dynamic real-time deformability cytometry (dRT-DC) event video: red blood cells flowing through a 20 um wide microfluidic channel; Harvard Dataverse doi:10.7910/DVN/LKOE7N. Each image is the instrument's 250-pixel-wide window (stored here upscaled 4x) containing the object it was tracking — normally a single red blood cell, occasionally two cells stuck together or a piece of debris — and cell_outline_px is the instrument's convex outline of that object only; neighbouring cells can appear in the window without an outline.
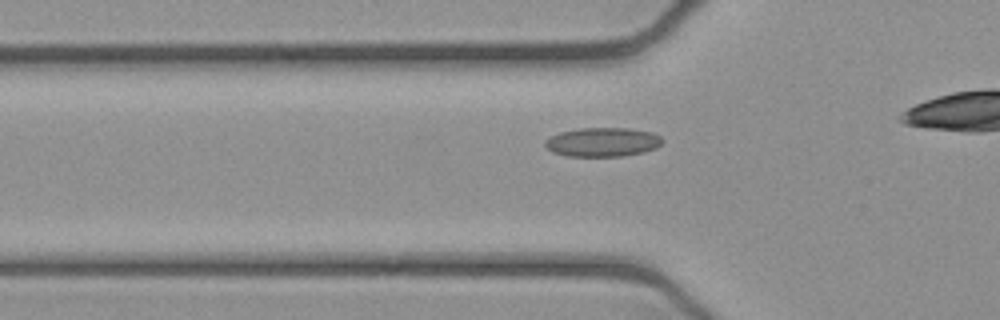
{"species": "common noctule bat (a hibernating species)", "species_latin": "Nyctalus noctula", "temperature_condition": "cold", "stored_images_in_passage": 32, "camera_frame_rate_fps": 3000, "um_per_image_px": 0.085, "animal": {"sex": "female", "body_mass_g": 21.9}, "frame": {"image": 1, "passage_image": 7, "time_ms": 2.0, "image_size_px": [1000, 320], "cell_outline_px": [[664, 140], [656, 148], [644, 152], [624, 156], [568, 156], [552, 152], [544, 144], [544, 140], [560, 132], [580, 128], [628, 128], [652, 132], [660, 136]], "centroid_in_image_um": [51.23, 12.08], "position_along_channel_um": 74.6, "area_um2": 19.88}}
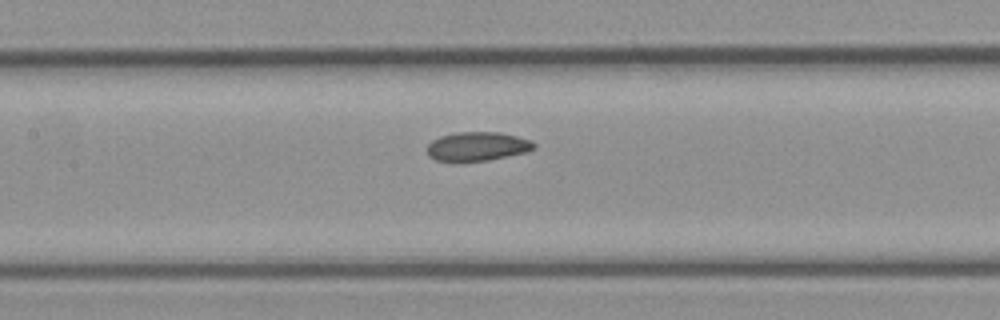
{"frame": {"image": 2, "passage_image": 14, "time_ms": 4.333, "image_size_px": [1000, 320], "cell_outline_px": [[536, 148], [528, 152], [488, 160], [436, 160], [428, 156], [428, 144], [432, 140], [440, 136], [460, 132], [500, 132], [532, 140], [536, 144]], "centroid_in_image_um": [40.63, 12.43], "position_along_channel_um": 166.8, "area_um2": 17.86}}
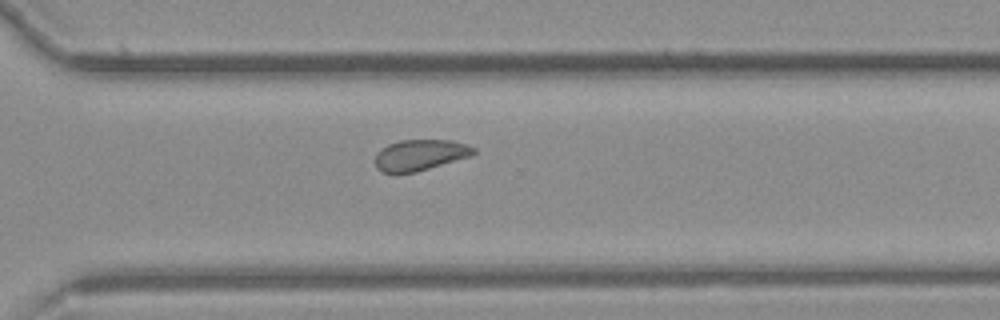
{"frame": {"image": 3, "passage_image": 27, "time_ms": 8.667, "image_size_px": [1000, 320], "cell_outline_px": [[476, 152], [472, 156], [416, 172], [380, 172], [376, 168], [376, 152], [380, 148], [388, 144], [400, 140], [452, 140], [476, 148]], "centroid_in_image_um": [35.71, 13.17], "position_along_channel_um": 334.9, "area_um2": 17.8}}